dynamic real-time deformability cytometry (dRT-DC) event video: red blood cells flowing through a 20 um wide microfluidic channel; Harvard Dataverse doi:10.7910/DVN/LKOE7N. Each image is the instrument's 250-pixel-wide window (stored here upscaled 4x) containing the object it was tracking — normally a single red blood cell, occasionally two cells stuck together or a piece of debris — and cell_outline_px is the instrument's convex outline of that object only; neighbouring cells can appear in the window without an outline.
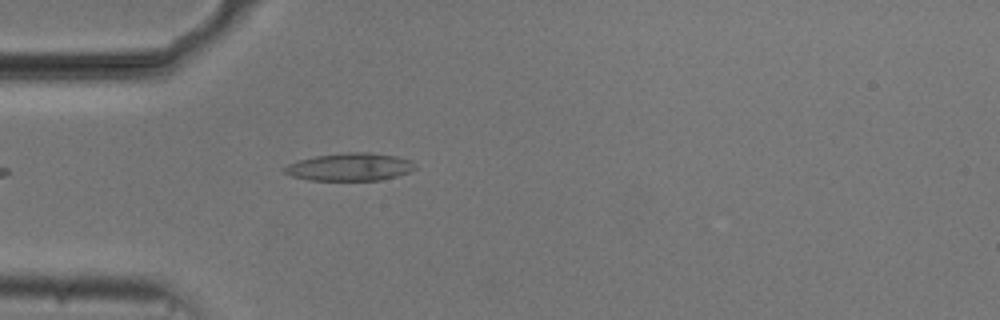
{"species": "common noctule bat (a hibernating species)", "species_latin": "Nyctalus noctula", "temperature_condition": "cold", "stored_images_in_passage": 37, "camera_frame_rate_fps": 3000, "um_per_image_px": 0.085, "animal": {"sex": "male", "body_mass_g": 20.5, "forearm_length_mm": 52.5}, "frame": {"image": 1, "passage_image": 1, "time_ms": 0.0, "image_size_px": [1000, 320], "cell_outline_px": [[416, 168], [408, 172], [396, 176], [380, 180], [308, 180], [292, 176], [284, 172], [284, 168], [288, 164], [300, 160], [316, 156], [348, 152], [368, 152], [396, 156], [412, 160], [416, 164]], "centroid_in_image_um": [29.77, 14.19], "position_along_channel_um": 55.2, "area_um2": 20.98}}
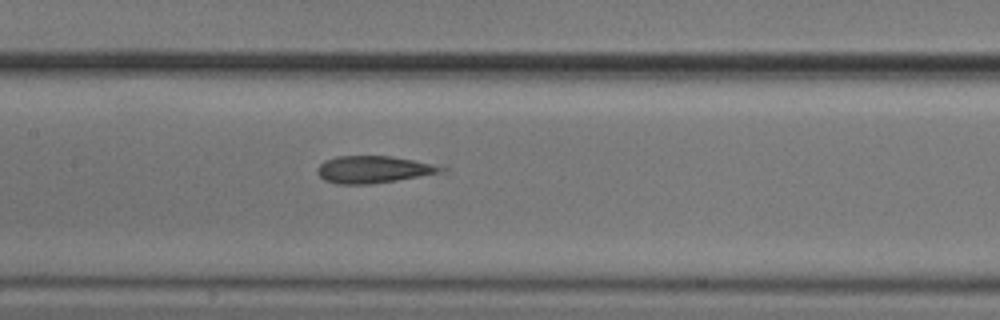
{"frame": {"image": 2, "passage_image": 11, "time_ms": 3.333, "image_size_px": [1000, 320], "cell_outline_px": [[448, 172], [372, 184], [336, 184], [324, 180], [316, 172], [320, 164], [324, 160], [336, 156], [392, 156], [448, 164]], "centroid_in_image_um": [31.93, 14.39], "position_along_channel_um": 175.5, "area_um2": 20.46}}
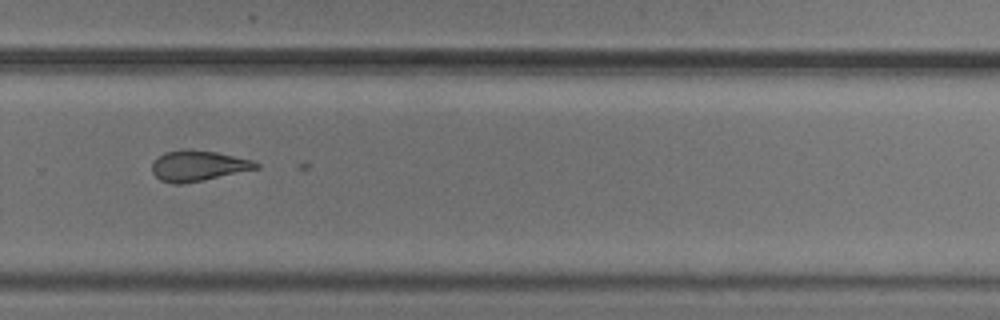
{"frame": {"image": 3, "passage_image": 22, "time_ms": 7.0, "image_size_px": [1000, 320], "cell_outline_px": [[260, 168], [204, 180], [180, 184], [176, 184], [160, 180], [152, 172], [152, 164], [164, 152], [216, 152], [252, 160], [260, 164]], "centroid_in_image_um": [16.89, 14.14], "position_along_channel_um": 312.9, "area_um2": 17.74}}